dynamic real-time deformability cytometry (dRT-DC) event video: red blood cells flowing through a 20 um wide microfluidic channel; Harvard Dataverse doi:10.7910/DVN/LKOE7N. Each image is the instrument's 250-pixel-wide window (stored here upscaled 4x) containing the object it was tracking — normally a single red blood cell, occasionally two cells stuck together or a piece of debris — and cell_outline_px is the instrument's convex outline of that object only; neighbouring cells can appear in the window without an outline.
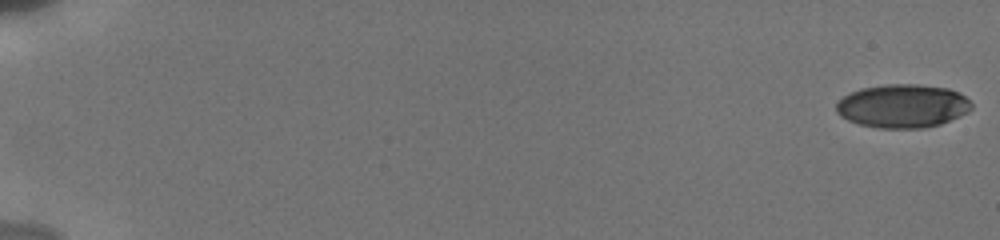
{"species": "human", "species_latin": "Homo sapiens", "temperature_condition": "cold", "stored_images_in_passage": 29, "camera_frame_rate_fps": 3000, "um_per_image_px": 0.085, "donor": {"sex": "male"}, "frame": {"image": 1, "passage_image": 1, "time_ms": 0.0, "image_size_px": [1000, 240], "cell_outline_px": [[972, 108], [968, 112], [960, 116], [940, 124], [924, 128], [880, 128], [860, 124], [848, 120], [840, 116], [836, 112], [836, 104], [844, 96], [860, 88], [888, 84], [920, 84], [948, 88], [960, 92], [972, 104]], "centroid_in_image_um": [76.74, 9.0], "position_along_channel_um": 8.3, "area_um2": 34.33}}